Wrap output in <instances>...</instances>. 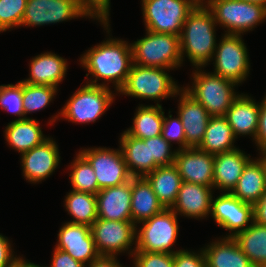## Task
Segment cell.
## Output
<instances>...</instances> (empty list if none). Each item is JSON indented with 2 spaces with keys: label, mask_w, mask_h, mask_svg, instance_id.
I'll return each instance as SVG.
<instances>
[{
  "label": "cell",
  "mask_w": 266,
  "mask_h": 267,
  "mask_svg": "<svg viewBox=\"0 0 266 267\" xmlns=\"http://www.w3.org/2000/svg\"><path fill=\"white\" fill-rule=\"evenodd\" d=\"M212 187L182 181L171 209L186 217L203 218L211 213Z\"/></svg>",
  "instance_id": "obj_20"
},
{
  "label": "cell",
  "mask_w": 266,
  "mask_h": 267,
  "mask_svg": "<svg viewBox=\"0 0 266 267\" xmlns=\"http://www.w3.org/2000/svg\"><path fill=\"white\" fill-rule=\"evenodd\" d=\"M57 88L22 82V101L25 115L45 108L53 99Z\"/></svg>",
  "instance_id": "obj_35"
},
{
  "label": "cell",
  "mask_w": 266,
  "mask_h": 267,
  "mask_svg": "<svg viewBox=\"0 0 266 267\" xmlns=\"http://www.w3.org/2000/svg\"><path fill=\"white\" fill-rule=\"evenodd\" d=\"M50 267H85L83 263L75 260L70 254L55 248Z\"/></svg>",
  "instance_id": "obj_44"
},
{
  "label": "cell",
  "mask_w": 266,
  "mask_h": 267,
  "mask_svg": "<svg viewBox=\"0 0 266 267\" xmlns=\"http://www.w3.org/2000/svg\"><path fill=\"white\" fill-rule=\"evenodd\" d=\"M27 0H0V32L21 26Z\"/></svg>",
  "instance_id": "obj_36"
},
{
  "label": "cell",
  "mask_w": 266,
  "mask_h": 267,
  "mask_svg": "<svg viewBox=\"0 0 266 267\" xmlns=\"http://www.w3.org/2000/svg\"><path fill=\"white\" fill-rule=\"evenodd\" d=\"M211 214L220 227L233 231L228 237H234L250 226L249 221H254L253 205L242 202L228 192L215 200L212 198Z\"/></svg>",
  "instance_id": "obj_14"
},
{
  "label": "cell",
  "mask_w": 266,
  "mask_h": 267,
  "mask_svg": "<svg viewBox=\"0 0 266 267\" xmlns=\"http://www.w3.org/2000/svg\"><path fill=\"white\" fill-rule=\"evenodd\" d=\"M116 258V256H99L89 263L88 267H122Z\"/></svg>",
  "instance_id": "obj_47"
},
{
  "label": "cell",
  "mask_w": 266,
  "mask_h": 267,
  "mask_svg": "<svg viewBox=\"0 0 266 267\" xmlns=\"http://www.w3.org/2000/svg\"><path fill=\"white\" fill-rule=\"evenodd\" d=\"M66 71L67 61L64 58L46 52L31 60L30 77L22 82L57 88L58 83L65 77Z\"/></svg>",
  "instance_id": "obj_24"
},
{
  "label": "cell",
  "mask_w": 266,
  "mask_h": 267,
  "mask_svg": "<svg viewBox=\"0 0 266 267\" xmlns=\"http://www.w3.org/2000/svg\"><path fill=\"white\" fill-rule=\"evenodd\" d=\"M198 3H203V0H196Z\"/></svg>",
  "instance_id": "obj_52"
},
{
  "label": "cell",
  "mask_w": 266,
  "mask_h": 267,
  "mask_svg": "<svg viewBox=\"0 0 266 267\" xmlns=\"http://www.w3.org/2000/svg\"><path fill=\"white\" fill-rule=\"evenodd\" d=\"M30 267H43V266H39V265H36V264L32 263V264L30 265Z\"/></svg>",
  "instance_id": "obj_51"
},
{
  "label": "cell",
  "mask_w": 266,
  "mask_h": 267,
  "mask_svg": "<svg viewBox=\"0 0 266 267\" xmlns=\"http://www.w3.org/2000/svg\"><path fill=\"white\" fill-rule=\"evenodd\" d=\"M250 160V155H245L238 148L230 152L215 154L213 188L231 193Z\"/></svg>",
  "instance_id": "obj_21"
},
{
  "label": "cell",
  "mask_w": 266,
  "mask_h": 267,
  "mask_svg": "<svg viewBox=\"0 0 266 267\" xmlns=\"http://www.w3.org/2000/svg\"><path fill=\"white\" fill-rule=\"evenodd\" d=\"M136 226L132 221L97 219L90 229L99 255L116 256L128 251L136 239Z\"/></svg>",
  "instance_id": "obj_13"
},
{
  "label": "cell",
  "mask_w": 266,
  "mask_h": 267,
  "mask_svg": "<svg viewBox=\"0 0 266 267\" xmlns=\"http://www.w3.org/2000/svg\"><path fill=\"white\" fill-rule=\"evenodd\" d=\"M120 145L132 177H145L154 170V159H150L149 138L138 139L124 131L120 138Z\"/></svg>",
  "instance_id": "obj_26"
},
{
  "label": "cell",
  "mask_w": 266,
  "mask_h": 267,
  "mask_svg": "<svg viewBox=\"0 0 266 267\" xmlns=\"http://www.w3.org/2000/svg\"><path fill=\"white\" fill-rule=\"evenodd\" d=\"M131 221L144 222L165 209L145 177H132Z\"/></svg>",
  "instance_id": "obj_23"
},
{
  "label": "cell",
  "mask_w": 266,
  "mask_h": 267,
  "mask_svg": "<svg viewBox=\"0 0 266 267\" xmlns=\"http://www.w3.org/2000/svg\"><path fill=\"white\" fill-rule=\"evenodd\" d=\"M80 153L91 164L98 182V191L131 180L122 150L107 148L84 149Z\"/></svg>",
  "instance_id": "obj_12"
},
{
  "label": "cell",
  "mask_w": 266,
  "mask_h": 267,
  "mask_svg": "<svg viewBox=\"0 0 266 267\" xmlns=\"http://www.w3.org/2000/svg\"><path fill=\"white\" fill-rule=\"evenodd\" d=\"M0 107L19 116L18 120L27 119L23 117L25 112L22 101V81L15 85H0Z\"/></svg>",
  "instance_id": "obj_37"
},
{
  "label": "cell",
  "mask_w": 266,
  "mask_h": 267,
  "mask_svg": "<svg viewBox=\"0 0 266 267\" xmlns=\"http://www.w3.org/2000/svg\"><path fill=\"white\" fill-rule=\"evenodd\" d=\"M174 267H206L205 255L203 250L200 254L179 250L174 253Z\"/></svg>",
  "instance_id": "obj_42"
},
{
  "label": "cell",
  "mask_w": 266,
  "mask_h": 267,
  "mask_svg": "<svg viewBox=\"0 0 266 267\" xmlns=\"http://www.w3.org/2000/svg\"><path fill=\"white\" fill-rule=\"evenodd\" d=\"M145 178L151 184L152 190L162 205L165 208H171L177 199L182 183L177 167L174 164L158 166Z\"/></svg>",
  "instance_id": "obj_29"
},
{
  "label": "cell",
  "mask_w": 266,
  "mask_h": 267,
  "mask_svg": "<svg viewBox=\"0 0 266 267\" xmlns=\"http://www.w3.org/2000/svg\"><path fill=\"white\" fill-rule=\"evenodd\" d=\"M180 92L181 98L178 106V115L183 124L186 149L198 148L204 138L211 115L183 88L180 89Z\"/></svg>",
  "instance_id": "obj_17"
},
{
  "label": "cell",
  "mask_w": 266,
  "mask_h": 267,
  "mask_svg": "<svg viewBox=\"0 0 266 267\" xmlns=\"http://www.w3.org/2000/svg\"><path fill=\"white\" fill-rule=\"evenodd\" d=\"M57 249L70 254L84 265L100 255L96 249L91 229L87 225L67 222L59 230Z\"/></svg>",
  "instance_id": "obj_16"
},
{
  "label": "cell",
  "mask_w": 266,
  "mask_h": 267,
  "mask_svg": "<svg viewBox=\"0 0 266 267\" xmlns=\"http://www.w3.org/2000/svg\"><path fill=\"white\" fill-rule=\"evenodd\" d=\"M165 68L145 67L132 64L127 80L118 91L142 99L160 100L180 93Z\"/></svg>",
  "instance_id": "obj_5"
},
{
  "label": "cell",
  "mask_w": 266,
  "mask_h": 267,
  "mask_svg": "<svg viewBox=\"0 0 266 267\" xmlns=\"http://www.w3.org/2000/svg\"><path fill=\"white\" fill-rule=\"evenodd\" d=\"M164 121V111L162 106H143L138 107L133 119V126L126 132L138 139H148L161 135Z\"/></svg>",
  "instance_id": "obj_32"
},
{
  "label": "cell",
  "mask_w": 266,
  "mask_h": 267,
  "mask_svg": "<svg viewBox=\"0 0 266 267\" xmlns=\"http://www.w3.org/2000/svg\"><path fill=\"white\" fill-rule=\"evenodd\" d=\"M214 53L215 71L213 74L222 76L236 84L243 82L249 73L247 48L241 35L225 34L217 44Z\"/></svg>",
  "instance_id": "obj_10"
},
{
  "label": "cell",
  "mask_w": 266,
  "mask_h": 267,
  "mask_svg": "<svg viewBox=\"0 0 266 267\" xmlns=\"http://www.w3.org/2000/svg\"><path fill=\"white\" fill-rule=\"evenodd\" d=\"M170 147L171 144L162 135L149 138L150 159H154V170L158 166L174 164L177 151L172 152Z\"/></svg>",
  "instance_id": "obj_38"
},
{
  "label": "cell",
  "mask_w": 266,
  "mask_h": 267,
  "mask_svg": "<svg viewBox=\"0 0 266 267\" xmlns=\"http://www.w3.org/2000/svg\"><path fill=\"white\" fill-rule=\"evenodd\" d=\"M260 104L247 95H239L234 99L225 117L237 138L238 135H252L256 139L259 124Z\"/></svg>",
  "instance_id": "obj_22"
},
{
  "label": "cell",
  "mask_w": 266,
  "mask_h": 267,
  "mask_svg": "<svg viewBox=\"0 0 266 267\" xmlns=\"http://www.w3.org/2000/svg\"><path fill=\"white\" fill-rule=\"evenodd\" d=\"M65 207L68 213L73 216V221L70 223L90 227L98 219L95 194L72 190L66 196Z\"/></svg>",
  "instance_id": "obj_33"
},
{
  "label": "cell",
  "mask_w": 266,
  "mask_h": 267,
  "mask_svg": "<svg viewBox=\"0 0 266 267\" xmlns=\"http://www.w3.org/2000/svg\"><path fill=\"white\" fill-rule=\"evenodd\" d=\"M254 221L260 225L266 226V192L260 197V200L253 206Z\"/></svg>",
  "instance_id": "obj_46"
},
{
  "label": "cell",
  "mask_w": 266,
  "mask_h": 267,
  "mask_svg": "<svg viewBox=\"0 0 266 267\" xmlns=\"http://www.w3.org/2000/svg\"><path fill=\"white\" fill-rule=\"evenodd\" d=\"M195 70L192 88L184 90L198 101L211 116H225L232 102L238 96L234 92L237 84L222 76Z\"/></svg>",
  "instance_id": "obj_4"
},
{
  "label": "cell",
  "mask_w": 266,
  "mask_h": 267,
  "mask_svg": "<svg viewBox=\"0 0 266 267\" xmlns=\"http://www.w3.org/2000/svg\"><path fill=\"white\" fill-rule=\"evenodd\" d=\"M197 4L196 0H142L146 30L180 36L188 14Z\"/></svg>",
  "instance_id": "obj_6"
},
{
  "label": "cell",
  "mask_w": 266,
  "mask_h": 267,
  "mask_svg": "<svg viewBox=\"0 0 266 267\" xmlns=\"http://www.w3.org/2000/svg\"><path fill=\"white\" fill-rule=\"evenodd\" d=\"M266 192V179L262 157L257 160H250L243 169L236 187L231 192L242 202L253 206Z\"/></svg>",
  "instance_id": "obj_25"
},
{
  "label": "cell",
  "mask_w": 266,
  "mask_h": 267,
  "mask_svg": "<svg viewBox=\"0 0 266 267\" xmlns=\"http://www.w3.org/2000/svg\"><path fill=\"white\" fill-rule=\"evenodd\" d=\"M206 2L216 23L227 28L226 34L228 32V34L241 35L266 19V8L259 4L239 0H208Z\"/></svg>",
  "instance_id": "obj_7"
},
{
  "label": "cell",
  "mask_w": 266,
  "mask_h": 267,
  "mask_svg": "<svg viewBox=\"0 0 266 267\" xmlns=\"http://www.w3.org/2000/svg\"><path fill=\"white\" fill-rule=\"evenodd\" d=\"M81 64L95 77L89 85L107 86L105 83L97 84L98 79L115 83L119 91L127 80L133 64L132 47L126 41L107 39L101 44L88 50L82 58Z\"/></svg>",
  "instance_id": "obj_1"
},
{
  "label": "cell",
  "mask_w": 266,
  "mask_h": 267,
  "mask_svg": "<svg viewBox=\"0 0 266 267\" xmlns=\"http://www.w3.org/2000/svg\"><path fill=\"white\" fill-rule=\"evenodd\" d=\"M90 14L101 21L104 27L109 26V8L110 0H78Z\"/></svg>",
  "instance_id": "obj_41"
},
{
  "label": "cell",
  "mask_w": 266,
  "mask_h": 267,
  "mask_svg": "<svg viewBox=\"0 0 266 267\" xmlns=\"http://www.w3.org/2000/svg\"><path fill=\"white\" fill-rule=\"evenodd\" d=\"M113 96L107 86L86 84L67 101L61 115L74 123L95 122L109 108Z\"/></svg>",
  "instance_id": "obj_9"
},
{
  "label": "cell",
  "mask_w": 266,
  "mask_h": 267,
  "mask_svg": "<svg viewBox=\"0 0 266 267\" xmlns=\"http://www.w3.org/2000/svg\"><path fill=\"white\" fill-rule=\"evenodd\" d=\"M21 156L24 176L32 183L49 177L60 163L57 144L50 138Z\"/></svg>",
  "instance_id": "obj_18"
},
{
  "label": "cell",
  "mask_w": 266,
  "mask_h": 267,
  "mask_svg": "<svg viewBox=\"0 0 266 267\" xmlns=\"http://www.w3.org/2000/svg\"><path fill=\"white\" fill-rule=\"evenodd\" d=\"M239 1H245L248 3H255V4H259L262 5L266 8V0H239Z\"/></svg>",
  "instance_id": "obj_49"
},
{
  "label": "cell",
  "mask_w": 266,
  "mask_h": 267,
  "mask_svg": "<svg viewBox=\"0 0 266 267\" xmlns=\"http://www.w3.org/2000/svg\"><path fill=\"white\" fill-rule=\"evenodd\" d=\"M70 181L74 191L98 193V182L95 172L88 160L79 152L71 165Z\"/></svg>",
  "instance_id": "obj_34"
},
{
  "label": "cell",
  "mask_w": 266,
  "mask_h": 267,
  "mask_svg": "<svg viewBox=\"0 0 266 267\" xmlns=\"http://www.w3.org/2000/svg\"><path fill=\"white\" fill-rule=\"evenodd\" d=\"M263 166H264L265 179H266V154H263Z\"/></svg>",
  "instance_id": "obj_50"
},
{
  "label": "cell",
  "mask_w": 266,
  "mask_h": 267,
  "mask_svg": "<svg viewBox=\"0 0 266 267\" xmlns=\"http://www.w3.org/2000/svg\"><path fill=\"white\" fill-rule=\"evenodd\" d=\"M142 228L136 232L135 249L133 251L162 252L174 254L171 246L178 235L177 215L171 208H165L152 218L141 222Z\"/></svg>",
  "instance_id": "obj_8"
},
{
  "label": "cell",
  "mask_w": 266,
  "mask_h": 267,
  "mask_svg": "<svg viewBox=\"0 0 266 267\" xmlns=\"http://www.w3.org/2000/svg\"><path fill=\"white\" fill-rule=\"evenodd\" d=\"M174 165L182 181L213 188L214 155L198 148L178 149Z\"/></svg>",
  "instance_id": "obj_15"
},
{
  "label": "cell",
  "mask_w": 266,
  "mask_h": 267,
  "mask_svg": "<svg viewBox=\"0 0 266 267\" xmlns=\"http://www.w3.org/2000/svg\"><path fill=\"white\" fill-rule=\"evenodd\" d=\"M129 254H134L135 267H174V254L133 250Z\"/></svg>",
  "instance_id": "obj_39"
},
{
  "label": "cell",
  "mask_w": 266,
  "mask_h": 267,
  "mask_svg": "<svg viewBox=\"0 0 266 267\" xmlns=\"http://www.w3.org/2000/svg\"><path fill=\"white\" fill-rule=\"evenodd\" d=\"M255 142L259 150L261 149V153L266 154V95L260 103L259 124Z\"/></svg>",
  "instance_id": "obj_43"
},
{
  "label": "cell",
  "mask_w": 266,
  "mask_h": 267,
  "mask_svg": "<svg viewBox=\"0 0 266 267\" xmlns=\"http://www.w3.org/2000/svg\"><path fill=\"white\" fill-rule=\"evenodd\" d=\"M146 31L144 38L131 44L133 64L165 69L179 67L183 61L180 36Z\"/></svg>",
  "instance_id": "obj_3"
},
{
  "label": "cell",
  "mask_w": 266,
  "mask_h": 267,
  "mask_svg": "<svg viewBox=\"0 0 266 267\" xmlns=\"http://www.w3.org/2000/svg\"><path fill=\"white\" fill-rule=\"evenodd\" d=\"M206 267H255L233 237H224L203 249Z\"/></svg>",
  "instance_id": "obj_27"
},
{
  "label": "cell",
  "mask_w": 266,
  "mask_h": 267,
  "mask_svg": "<svg viewBox=\"0 0 266 267\" xmlns=\"http://www.w3.org/2000/svg\"><path fill=\"white\" fill-rule=\"evenodd\" d=\"M8 239L0 234V267L10 265L15 259Z\"/></svg>",
  "instance_id": "obj_45"
},
{
  "label": "cell",
  "mask_w": 266,
  "mask_h": 267,
  "mask_svg": "<svg viewBox=\"0 0 266 267\" xmlns=\"http://www.w3.org/2000/svg\"><path fill=\"white\" fill-rule=\"evenodd\" d=\"M31 264H32L31 262H27L24 259L18 257L10 265L6 267H30Z\"/></svg>",
  "instance_id": "obj_48"
},
{
  "label": "cell",
  "mask_w": 266,
  "mask_h": 267,
  "mask_svg": "<svg viewBox=\"0 0 266 267\" xmlns=\"http://www.w3.org/2000/svg\"><path fill=\"white\" fill-rule=\"evenodd\" d=\"M235 138L225 116H211L198 149L213 155L230 152L237 149L233 145Z\"/></svg>",
  "instance_id": "obj_30"
},
{
  "label": "cell",
  "mask_w": 266,
  "mask_h": 267,
  "mask_svg": "<svg viewBox=\"0 0 266 267\" xmlns=\"http://www.w3.org/2000/svg\"><path fill=\"white\" fill-rule=\"evenodd\" d=\"M214 26L216 21L212 11L206 4L198 3L188 14L182 27L180 35L182 59L186 53L196 68L207 65L213 59L217 46Z\"/></svg>",
  "instance_id": "obj_2"
},
{
  "label": "cell",
  "mask_w": 266,
  "mask_h": 267,
  "mask_svg": "<svg viewBox=\"0 0 266 267\" xmlns=\"http://www.w3.org/2000/svg\"><path fill=\"white\" fill-rule=\"evenodd\" d=\"M161 135L169 143L177 141L181 145L179 149H186V137L179 116L176 119H172V115H169V118H166L164 115Z\"/></svg>",
  "instance_id": "obj_40"
},
{
  "label": "cell",
  "mask_w": 266,
  "mask_h": 267,
  "mask_svg": "<svg viewBox=\"0 0 266 267\" xmlns=\"http://www.w3.org/2000/svg\"><path fill=\"white\" fill-rule=\"evenodd\" d=\"M233 238L255 267H266V226L255 221Z\"/></svg>",
  "instance_id": "obj_31"
},
{
  "label": "cell",
  "mask_w": 266,
  "mask_h": 267,
  "mask_svg": "<svg viewBox=\"0 0 266 267\" xmlns=\"http://www.w3.org/2000/svg\"><path fill=\"white\" fill-rule=\"evenodd\" d=\"M5 128L6 141L21 154L41 145L48 139L44 137L39 122L35 119H16Z\"/></svg>",
  "instance_id": "obj_28"
},
{
  "label": "cell",
  "mask_w": 266,
  "mask_h": 267,
  "mask_svg": "<svg viewBox=\"0 0 266 267\" xmlns=\"http://www.w3.org/2000/svg\"><path fill=\"white\" fill-rule=\"evenodd\" d=\"M79 16L94 18L78 0H27L21 25L41 26Z\"/></svg>",
  "instance_id": "obj_11"
},
{
  "label": "cell",
  "mask_w": 266,
  "mask_h": 267,
  "mask_svg": "<svg viewBox=\"0 0 266 267\" xmlns=\"http://www.w3.org/2000/svg\"><path fill=\"white\" fill-rule=\"evenodd\" d=\"M98 219L131 221L132 189L131 180L96 194Z\"/></svg>",
  "instance_id": "obj_19"
}]
</instances>
